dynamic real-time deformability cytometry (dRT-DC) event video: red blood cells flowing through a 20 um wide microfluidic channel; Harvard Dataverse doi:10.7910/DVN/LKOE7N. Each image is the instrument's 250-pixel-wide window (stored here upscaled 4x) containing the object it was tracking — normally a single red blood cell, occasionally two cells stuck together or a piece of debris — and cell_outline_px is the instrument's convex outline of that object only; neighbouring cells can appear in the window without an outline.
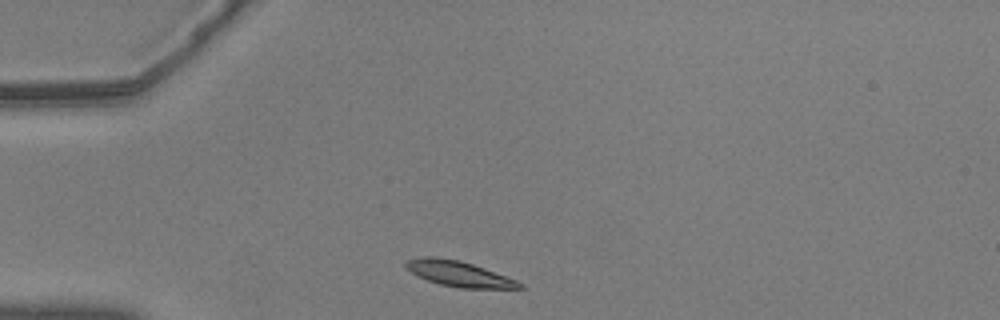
{"species": "common noctule bat (a hibernating species)", "species_latin": "Nyctalus noctula", "temperature_condition": "warm", "stored_images_in_passage": 42, "camera_frame_rate_fps": 3000, "um_per_image_px": 0.085, "animal": {"sex": "male", "body_mass_g": 20.5, "forearm_length_mm": 52.5}, "frame": {"image": 1, "passage_image": 1, "time_ms": 0.0, "image_size_px": [1000, 320], "cell_outline_px": [[528, 288], [460, 288], [440, 284], [428, 280], [404, 268], [404, 264], [408, 260], [424, 256], [432, 256], [460, 260], [484, 268], [516, 280], [524, 284]], "centroid_in_image_um": [39.02, 23.27], "position_along_channel_um": 46.0, "area_um2": 16.7}}
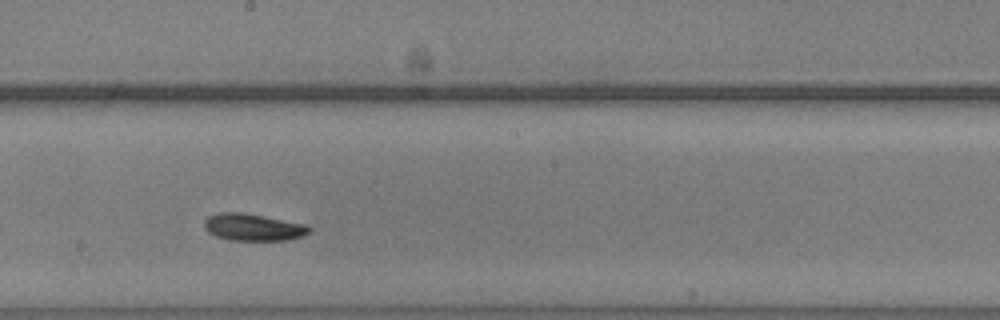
{"frame": {"image": 2, "passage_image": 18, "time_ms": 5.667, "image_size_px": [1000, 320], "cell_outline_px": [[312, 232], [304, 236], [288, 240], [228, 240], [216, 236], [208, 232], [204, 228], [204, 220], [208, 216], [216, 212], [240, 212], [308, 224], [312, 228]], "centroid_in_image_um": [21.54, 19.31], "position_along_channel_um": 226.7, "area_um2": 16.82}}
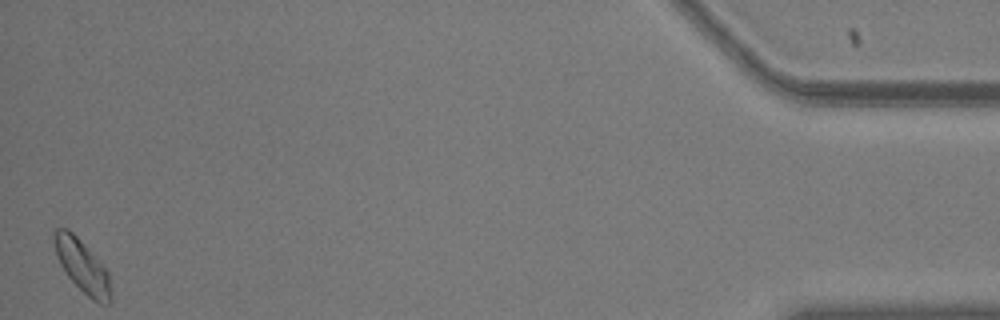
{"frame": {"image": 3, "passage_image": 42, "time_ms": 13.667, "image_size_px": [1000, 320], "cell_outline_px": [[112, 300], [108, 304], [100, 304], [92, 300], [68, 276], [60, 264], [56, 256], [52, 236], [52, 232], [56, 228], [68, 228], [88, 248], [108, 272]], "centroid_in_image_um": [6.97, 22.6], "position_along_channel_um": 428.2, "area_um2": 17.28}, "authors_computed_cell_mechanics": {"area_um2": 16.3285, "velocity_mm_per_s": 3.5964, "shape_relaxation_time_tau1_ms": 3.709, "shape_relaxation_time_tau2_ms": 9.8505, "deformation_change_tau1": 0.1008, "deformation_change_tau2": 0.106}}